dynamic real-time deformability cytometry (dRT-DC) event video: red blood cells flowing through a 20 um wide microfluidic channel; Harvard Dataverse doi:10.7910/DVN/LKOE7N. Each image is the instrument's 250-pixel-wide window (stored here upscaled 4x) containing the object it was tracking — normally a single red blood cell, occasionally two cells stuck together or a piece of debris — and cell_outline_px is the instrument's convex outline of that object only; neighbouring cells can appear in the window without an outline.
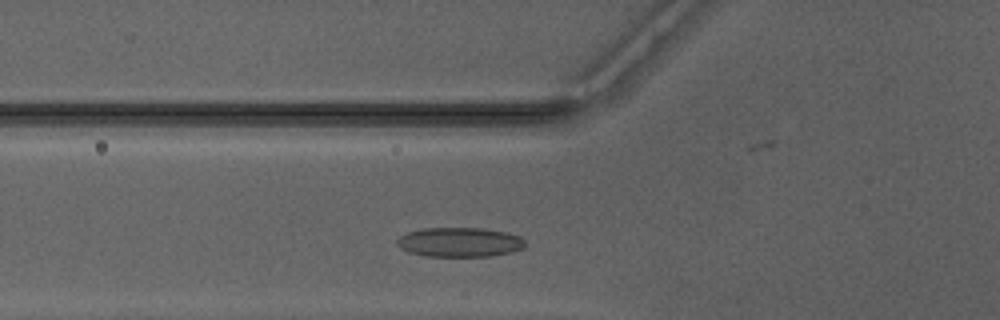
{"species": "Egyptian fruit bat (a non-hibernating species)", "species_latin": "Rousettus aegyptiacus", "temperature_condition": "warm", "stored_images_in_passage": 28, "camera_frame_rate_fps": 3000, "um_per_image_px": 0.085, "animal": {"sex": "male"}, "frame": {"image": 1, "passage_image": 4, "time_ms": 1.0, "image_size_px": [1000, 320], "cell_outline_px": [[524, 248], [512, 252], [492, 256], [424, 256], [408, 252], [400, 248], [396, 244], [396, 240], [400, 236], [408, 232], [424, 228], [484, 228], [504, 232], [520, 236], [524, 240]], "centroid_in_image_um": [39.05, 20.59], "position_along_channel_um": 86.7, "area_um2": 22.08}}
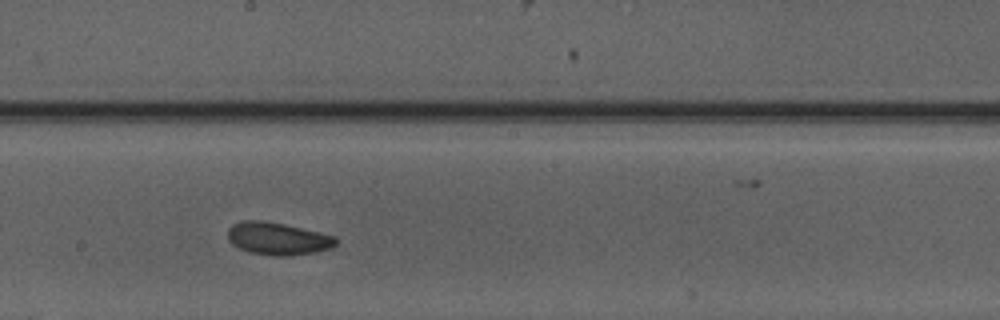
{"frame": {"image": 2, "passage_image": 14, "time_ms": 4.333, "image_size_px": [1000, 320], "cell_outline_px": [[336, 244], [328, 248], [312, 252], [288, 256], [276, 256], [248, 252], [232, 244], [228, 240], [228, 228], [232, 224], [244, 220], [264, 220], [284, 224], [336, 236]], "centroid_in_image_um": [23.56, 20.27], "position_along_channel_um": 224.6, "area_um2": 20.35}}
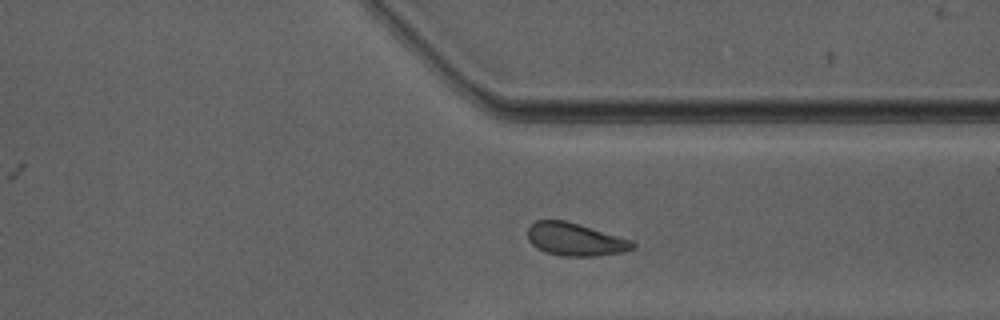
{"frame": {"image": 3, "passage_image": 24, "time_ms": 7.667, "image_size_px": [1000, 320], "cell_outline_px": [[636, 248], [624, 252], [596, 256], [560, 256], [544, 252], [536, 248], [528, 240], [528, 228], [536, 220], [564, 220], [632, 240], [636, 244]], "centroid_in_image_um": [48.89, 20.37], "position_along_channel_um": 362.5, "area_um2": 20.11}, "authors_computed_cell_mechanics": {"area_um2": 20.1433, "velocity_mm_per_s": 4.1309, "shape_relaxation_time_tau1_ms": 2.2366, "shape_relaxation_time_tau2_ms": 2.9996, "deformation_change_tau1": 0.07, "deformation_change_tau2": 0.0848}}